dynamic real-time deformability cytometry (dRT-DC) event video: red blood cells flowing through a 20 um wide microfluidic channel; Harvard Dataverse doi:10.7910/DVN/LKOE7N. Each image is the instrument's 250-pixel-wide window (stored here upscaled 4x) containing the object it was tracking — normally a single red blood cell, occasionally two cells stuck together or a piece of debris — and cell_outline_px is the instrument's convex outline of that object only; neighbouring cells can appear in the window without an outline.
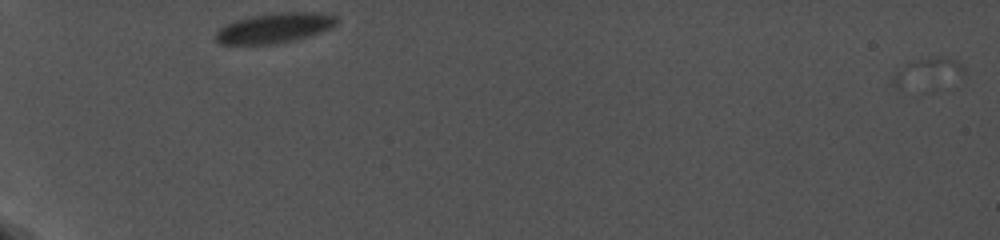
{"species": "common noctule bat (a hibernating species)", "species_latin": "Nyctalus noctula", "temperature_condition": "cold", "stored_images_in_passage": 2, "camera_frame_rate_fps": 5000, "um_per_image_px": 0.085, "animal": {"sex": "female", "body_mass_g": 19.0, "forearm_length_mm": 56.7}, "frame": {"image": 1, "passage_image": 1, "time_ms": 0.0, "image_size_px": [1000, 240], "cell_outline_px": [[964, 72], [900, 88], [892, 88], [892, 76], [900, 68], [916, 60], [940, 56], [956, 60], [964, 64]], "centroid_in_image_um": [78.72, 6.05], "position_along_channel_um": 6.3, "area_um2": 10.17}}